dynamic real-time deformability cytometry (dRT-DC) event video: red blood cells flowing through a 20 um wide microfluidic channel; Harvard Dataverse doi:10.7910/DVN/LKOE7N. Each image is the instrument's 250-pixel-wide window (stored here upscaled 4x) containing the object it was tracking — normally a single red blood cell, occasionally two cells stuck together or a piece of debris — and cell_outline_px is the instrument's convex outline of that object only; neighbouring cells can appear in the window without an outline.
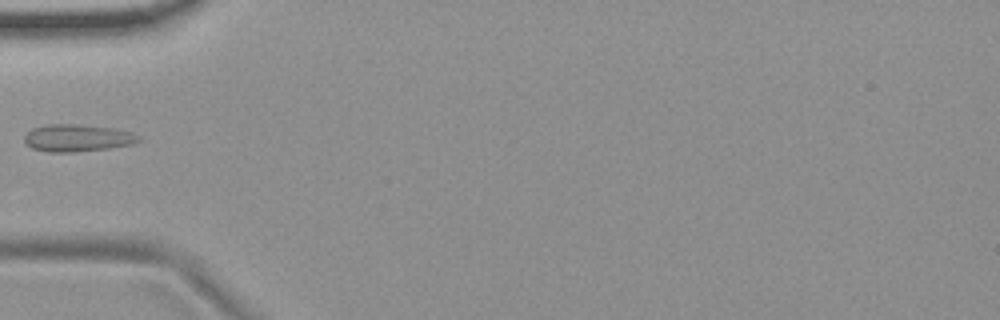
{"species": "common noctule bat (a hibernating species)", "species_latin": "Nyctalus noctula", "temperature_condition": "room temperature", "stored_images_in_passage": 6, "camera_frame_rate_fps": 3000, "um_per_image_px": 0.085, "animal": {"sex": "female", "body_mass_g": 19.9}, "frame": {"image": 1, "passage_image": 6, "time_ms": 5.667, "image_size_px": [1000, 320], "cell_outline_px": [[144, 140], [132, 144], [108, 148], [72, 152], [48, 152], [32, 148], [24, 140], [24, 136], [32, 128], [48, 124], [76, 124], [116, 128], [132, 132], [140, 136]], "centroid_in_image_um": [6.62, 11.72], "position_along_channel_um": 78.4, "area_um2": 18.21}}